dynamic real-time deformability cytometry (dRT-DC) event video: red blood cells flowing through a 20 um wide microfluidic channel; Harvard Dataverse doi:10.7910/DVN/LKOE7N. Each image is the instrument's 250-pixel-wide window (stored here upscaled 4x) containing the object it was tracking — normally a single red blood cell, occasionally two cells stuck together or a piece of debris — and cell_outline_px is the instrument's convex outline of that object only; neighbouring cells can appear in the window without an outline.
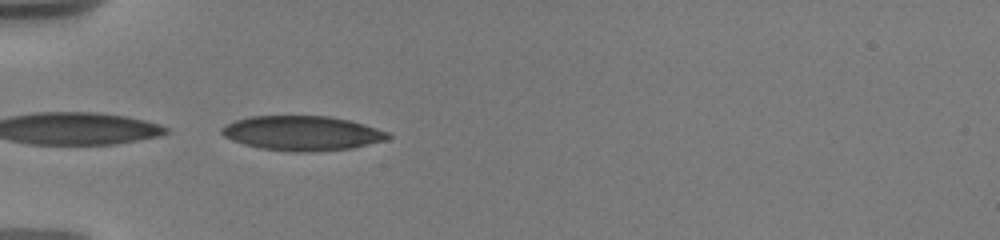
{"species": "human", "species_latin": "Homo sapiens", "temperature_condition": "warm", "stored_images_in_passage": 2, "camera_frame_rate_fps": 3000, "um_per_image_px": 0.085, "donor": {"sex": "male"}, "frame": {"image": 1, "passage_image": 1, "time_ms": 0.0, "image_size_px": [1000, 240], "cell_outline_px": [[392, 136], [388, 140], [352, 148], [312, 152], [292, 152], [260, 148], [244, 144], [232, 140], [224, 136], [220, 132], [220, 128], [224, 124], [248, 116], [328, 116], [348, 120], [388, 132]], "centroid_in_image_um": [25.65, 11.33], "position_along_channel_um": 59.3, "area_um2": 33.64}}